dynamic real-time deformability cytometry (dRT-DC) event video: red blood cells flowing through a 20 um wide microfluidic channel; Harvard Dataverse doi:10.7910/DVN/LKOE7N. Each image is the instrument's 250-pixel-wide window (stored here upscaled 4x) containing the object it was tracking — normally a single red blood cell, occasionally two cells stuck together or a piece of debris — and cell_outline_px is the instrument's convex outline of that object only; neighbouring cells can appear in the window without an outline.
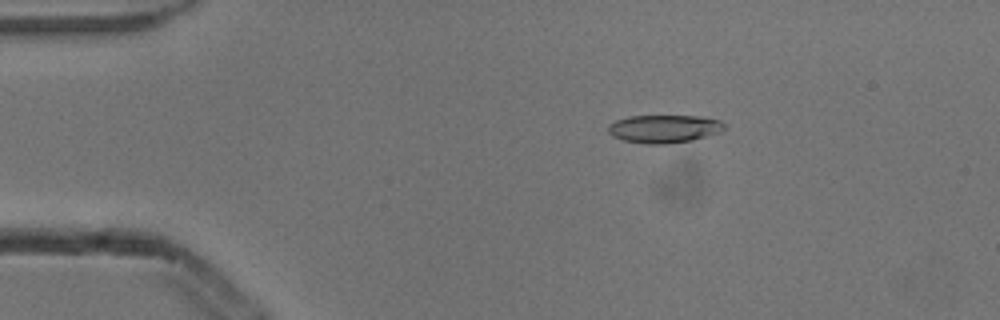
{"species": "common noctule bat (a hibernating species)", "species_latin": "Nyctalus noctula", "temperature_condition": "cold", "stored_images_in_passage": 5, "camera_frame_rate_fps": 3000, "um_per_image_px": 0.085, "animal": {"sex": "male", "body_mass_g": 13.3}, "frame": {"image": 1, "passage_image": 3, "time_ms": 0.667, "image_size_px": [1000, 320], "cell_outline_px": [[724, 128], [720, 132], [692, 140], [664, 144], [648, 144], [624, 140], [612, 136], [608, 132], [608, 124], [616, 120], [628, 116], [700, 116], [720, 120], [724, 124]], "centroid_in_image_um": [56.42, 10.94], "position_along_channel_um": 28.6, "area_um2": 18.9}}
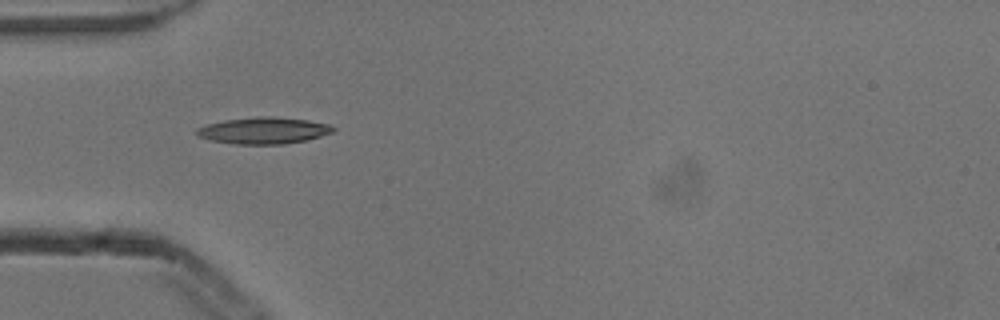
{"frame": {"image": 2, "passage_image": 5, "time_ms": 1.333, "image_size_px": [1000, 320], "cell_outline_px": [[336, 128], [332, 132], [308, 140], [280, 144], [236, 144], [212, 140], [196, 136], [196, 128], [204, 124], [224, 120], [256, 116], [272, 116], [308, 120], [328, 124]], "centroid_in_image_um": [22.37, 11.08], "position_along_channel_um": 62.6, "area_um2": 21.21}}